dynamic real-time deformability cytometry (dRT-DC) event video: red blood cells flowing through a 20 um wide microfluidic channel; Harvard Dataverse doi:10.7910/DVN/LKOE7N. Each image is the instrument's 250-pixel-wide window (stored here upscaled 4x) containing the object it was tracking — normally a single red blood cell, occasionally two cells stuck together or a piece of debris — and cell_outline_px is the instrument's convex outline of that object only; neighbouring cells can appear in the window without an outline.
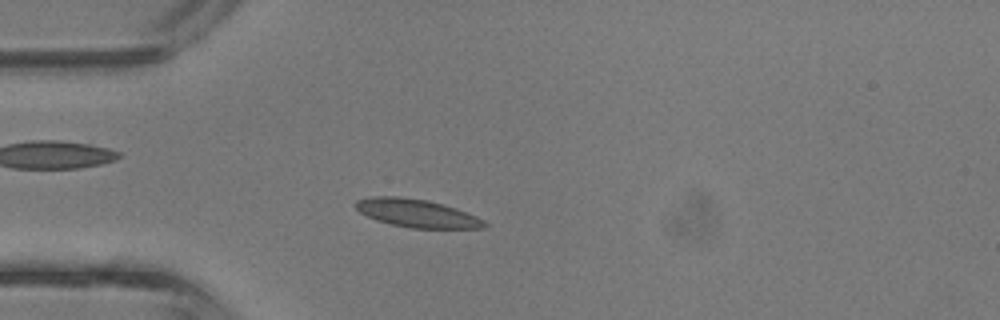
{"species": "common noctule bat (a hibernating species)", "species_latin": "Nyctalus noctula", "temperature_condition": "room temperature", "stored_images_in_passage": 40, "camera_frame_rate_fps": 3000, "um_per_image_px": 0.085, "animal": {"sex": "male", "body_mass_g": 13.3}, "frame": {"image": 1, "passage_image": 9, "time_ms": 2.667, "image_size_px": [1000, 320], "cell_outline_px": [[488, 228], [412, 228], [392, 224], [376, 220], [360, 212], [352, 204], [356, 200], [372, 196], [400, 196], [428, 200], [444, 204], [456, 208], [476, 216], [484, 220], [488, 224]], "centroid_in_image_um": [35.43, 18.11], "position_along_channel_um": 49.6, "area_um2": 21.21}}
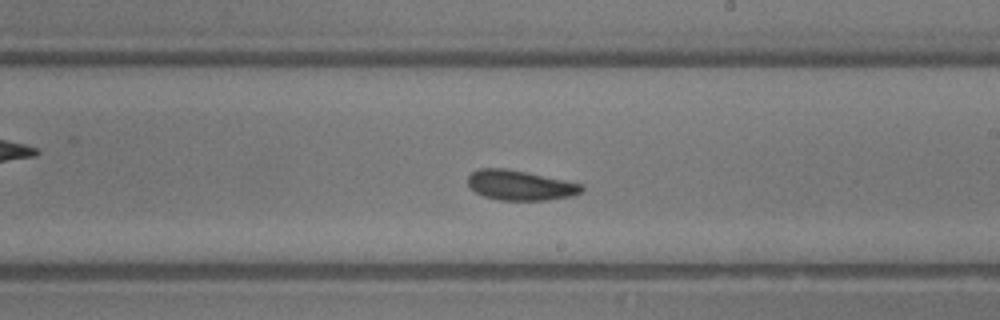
{"frame": {"image": 2, "passage_image": 22, "time_ms": 7.0, "image_size_px": [1000, 320], "cell_outline_px": [[584, 188], [580, 192], [572, 196], [544, 200], [500, 200], [484, 196], [476, 192], [468, 184], [468, 176], [472, 172], [480, 168], [504, 168], [584, 184]], "centroid_in_image_um": [44.21, 15.75], "position_along_channel_um": 244.8, "area_um2": 19.59}}
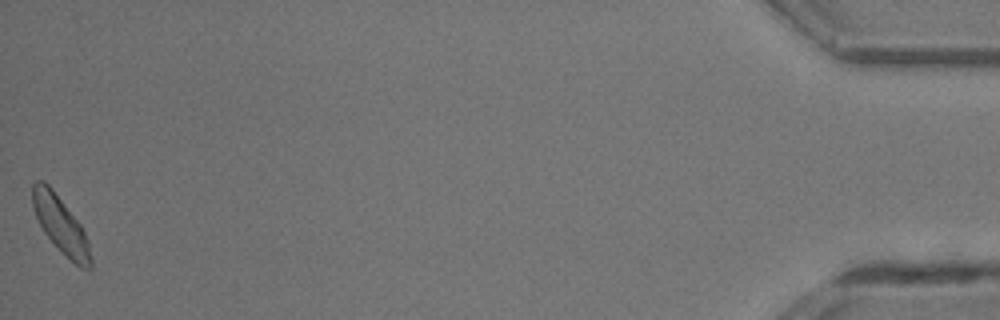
{"frame": {"image": 3, "passage_image": 40, "time_ms": 13.0, "image_size_px": [1000, 320], "cell_outline_px": [[92, 268], [80, 268], [44, 232], [32, 208], [32, 184], [36, 180], [44, 180], [52, 188], [80, 224], [88, 240], [92, 260]], "centroid_in_image_um": [5.15, 19.06], "position_along_channel_um": 430.1, "area_um2": 18.73}, "authors_computed_cell_mechanics": {"area_um2": 19.6809, "velocity_mm_per_s": 4.7932, "shape_relaxation_time_tau1_ms": 1.6927, "shape_relaxation_time_tau2_ms": 1.4799, "deformation_change_tau1": 0.0912, "deformation_change_tau2": 0.0696}}